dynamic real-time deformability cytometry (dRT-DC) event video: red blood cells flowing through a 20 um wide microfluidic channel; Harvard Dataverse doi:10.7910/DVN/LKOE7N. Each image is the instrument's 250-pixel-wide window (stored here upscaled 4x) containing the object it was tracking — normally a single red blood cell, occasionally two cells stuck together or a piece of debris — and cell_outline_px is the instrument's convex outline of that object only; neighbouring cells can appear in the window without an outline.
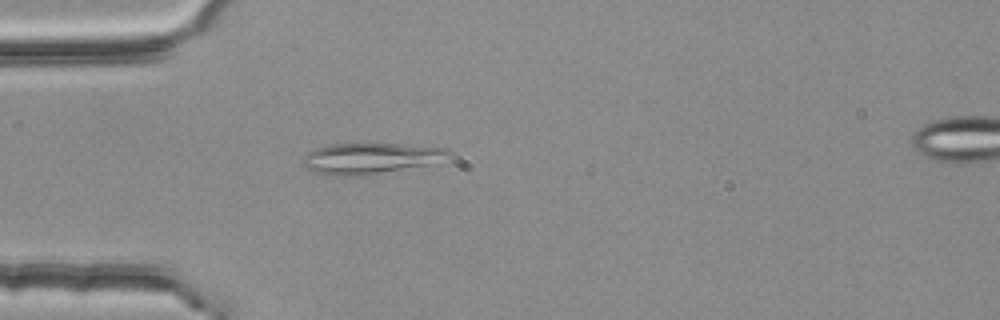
{"species": "common noctule bat (a hibernating species)", "species_latin": "Nyctalus noctula", "temperature_condition": "room temperature", "stored_images_in_passage": 4, "segment_of_instrument_passage": [1, 2], "camera_frame_rate_fps": 3000, "um_per_image_px": 0.085, "animal": {"sex": "female", "body_mass_g": 25.1}, "frame": {"image": 1, "passage_image": 3, "time_ms": 0.667, "image_size_px": [1000, 320], "cell_outline_px": [[452, 156], [428, 164], [360, 176], [332, 176], [316, 172], [308, 168], [304, 164], [304, 160], [308, 152], [316, 148], [332, 144], [400, 144], [448, 148], [452, 152]], "centroid_in_image_um": [31.51, 13.45], "position_along_channel_um": 53.5, "area_um2": 25.84}}